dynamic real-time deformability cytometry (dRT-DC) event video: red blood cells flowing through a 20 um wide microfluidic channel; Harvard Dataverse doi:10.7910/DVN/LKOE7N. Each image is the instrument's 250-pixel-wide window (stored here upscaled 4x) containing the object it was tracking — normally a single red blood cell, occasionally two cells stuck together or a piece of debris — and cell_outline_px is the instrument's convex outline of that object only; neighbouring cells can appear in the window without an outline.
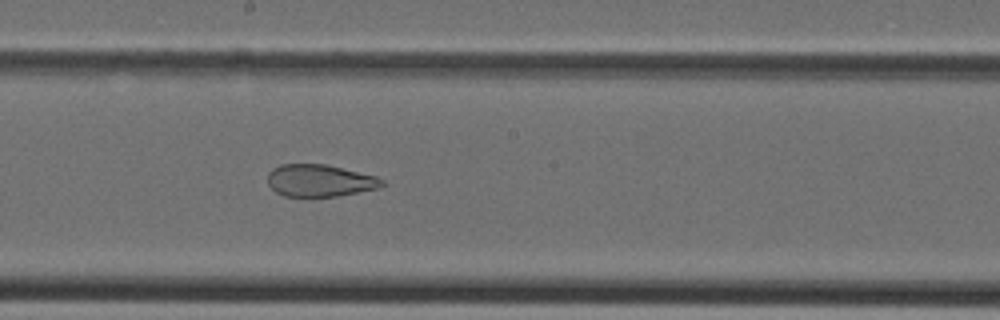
{"species": "Egyptian fruit bat (a non-hibernating species)", "species_latin": "Rousettus aegyptiacus", "temperature_condition": "cold", "stored_images_in_passage": 33, "camera_frame_rate_fps": 3000, "um_per_image_px": 0.085, "animal": {"sex": "female"}, "frame": {"image": 1, "passage_image": 15, "time_ms": 4.667, "image_size_px": [1000, 320], "cell_outline_px": [[384, 184], [380, 188], [336, 196], [284, 196], [276, 192], [268, 184], [268, 172], [272, 168], [280, 164], [324, 164], [376, 176], [384, 180]], "centroid_in_image_um": [27.16, 15.34], "position_along_channel_um": 221.0, "area_um2": 21.33}}
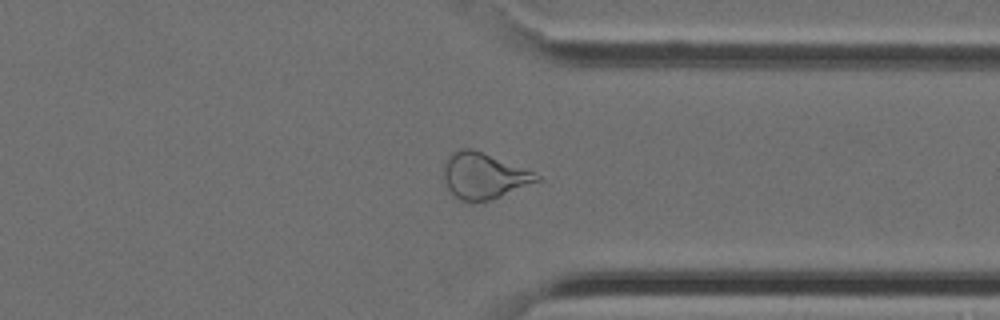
{"frame": {"image": 2, "passage_image": 24, "time_ms": 7.667, "image_size_px": [1000, 320], "cell_outline_px": [[544, 180], [488, 200], [460, 200], [452, 196], [444, 180], [444, 164], [448, 156], [452, 152], [460, 148], [472, 148], [532, 172], [540, 176]], "centroid_in_image_um": [41.09, 14.94], "position_along_channel_um": 370.3, "area_um2": 24.51}}
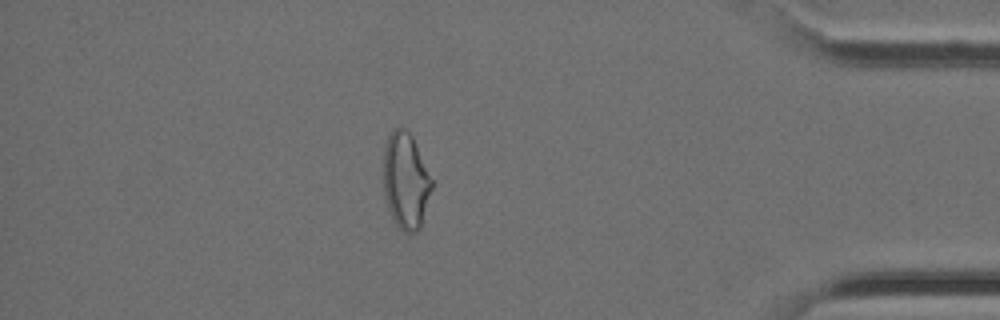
{"frame": {"image": 3, "passage_image": 28, "time_ms": 9.0, "image_size_px": [1000, 320], "cell_outline_px": [[432, 188], [420, 228], [416, 232], [404, 232], [396, 224], [388, 208], [384, 196], [384, 148], [388, 136], [392, 128], [404, 128], [412, 136], [432, 180]], "centroid_in_image_um": [34.47, 15.36], "position_along_channel_um": 400.7, "area_um2": 26.82}}